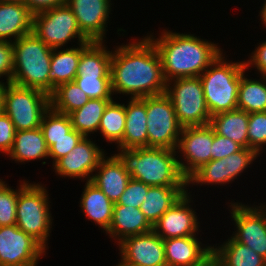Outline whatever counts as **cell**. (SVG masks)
<instances>
[{"mask_svg":"<svg viewBox=\"0 0 266 266\" xmlns=\"http://www.w3.org/2000/svg\"><path fill=\"white\" fill-rule=\"evenodd\" d=\"M13 45L10 41L0 40V78L6 76V83L12 81Z\"/></svg>","mask_w":266,"mask_h":266,"instance_id":"cell-44","label":"cell"},{"mask_svg":"<svg viewBox=\"0 0 266 266\" xmlns=\"http://www.w3.org/2000/svg\"><path fill=\"white\" fill-rule=\"evenodd\" d=\"M82 193L80 205L85 216L107 231L112 222L114 203L91 181L85 183Z\"/></svg>","mask_w":266,"mask_h":266,"instance_id":"cell-24","label":"cell"},{"mask_svg":"<svg viewBox=\"0 0 266 266\" xmlns=\"http://www.w3.org/2000/svg\"><path fill=\"white\" fill-rule=\"evenodd\" d=\"M110 0H67L78 27L89 41H103L109 18Z\"/></svg>","mask_w":266,"mask_h":266,"instance_id":"cell-17","label":"cell"},{"mask_svg":"<svg viewBox=\"0 0 266 266\" xmlns=\"http://www.w3.org/2000/svg\"><path fill=\"white\" fill-rule=\"evenodd\" d=\"M167 266H190L212 246L202 247L195 235L163 239Z\"/></svg>","mask_w":266,"mask_h":266,"instance_id":"cell-25","label":"cell"},{"mask_svg":"<svg viewBox=\"0 0 266 266\" xmlns=\"http://www.w3.org/2000/svg\"><path fill=\"white\" fill-rule=\"evenodd\" d=\"M32 24L33 14L24 3L0 1V40L16 41L32 32Z\"/></svg>","mask_w":266,"mask_h":266,"instance_id":"cell-21","label":"cell"},{"mask_svg":"<svg viewBox=\"0 0 266 266\" xmlns=\"http://www.w3.org/2000/svg\"><path fill=\"white\" fill-rule=\"evenodd\" d=\"M213 128L204 126L184 127L181 130L176 151L183 153L184 163L178 160L182 174L188 179L202 165L211 160Z\"/></svg>","mask_w":266,"mask_h":266,"instance_id":"cell-13","label":"cell"},{"mask_svg":"<svg viewBox=\"0 0 266 266\" xmlns=\"http://www.w3.org/2000/svg\"><path fill=\"white\" fill-rule=\"evenodd\" d=\"M3 2H17V3H23V0H0Z\"/></svg>","mask_w":266,"mask_h":266,"instance_id":"cell-50","label":"cell"},{"mask_svg":"<svg viewBox=\"0 0 266 266\" xmlns=\"http://www.w3.org/2000/svg\"><path fill=\"white\" fill-rule=\"evenodd\" d=\"M118 245L122 262L134 266H167L163 239L153 230L127 237Z\"/></svg>","mask_w":266,"mask_h":266,"instance_id":"cell-14","label":"cell"},{"mask_svg":"<svg viewBox=\"0 0 266 266\" xmlns=\"http://www.w3.org/2000/svg\"><path fill=\"white\" fill-rule=\"evenodd\" d=\"M125 121V105L112 100L102 115L98 130L107 141L115 142V144L119 145L123 139Z\"/></svg>","mask_w":266,"mask_h":266,"instance_id":"cell-33","label":"cell"},{"mask_svg":"<svg viewBox=\"0 0 266 266\" xmlns=\"http://www.w3.org/2000/svg\"><path fill=\"white\" fill-rule=\"evenodd\" d=\"M8 155L18 162L49 157V148L41 128L16 131L14 143Z\"/></svg>","mask_w":266,"mask_h":266,"instance_id":"cell-27","label":"cell"},{"mask_svg":"<svg viewBox=\"0 0 266 266\" xmlns=\"http://www.w3.org/2000/svg\"><path fill=\"white\" fill-rule=\"evenodd\" d=\"M147 147L176 150L182 127L171 99L164 93L146 97Z\"/></svg>","mask_w":266,"mask_h":266,"instance_id":"cell-9","label":"cell"},{"mask_svg":"<svg viewBox=\"0 0 266 266\" xmlns=\"http://www.w3.org/2000/svg\"><path fill=\"white\" fill-rule=\"evenodd\" d=\"M102 150L88 137H83L71 152L53 165L54 170L61 176L87 178V181H91L90 174L95 171L105 155Z\"/></svg>","mask_w":266,"mask_h":266,"instance_id":"cell-15","label":"cell"},{"mask_svg":"<svg viewBox=\"0 0 266 266\" xmlns=\"http://www.w3.org/2000/svg\"><path fill=\"white\" fill-rule=\"evenodd\" d=\"M242 147L233 140L216 134L213 130V143L211 160L228 157L239 151Z\"/></svg>","mask_w":266,"mask_h":266,"instance_id":"cell-42","label":"cell"},{"mask_svg":"<svg viewBox=\"0 0 266 266\" xmlns=\"http://www.w3.org/2000/svg\"><path fill=\"white\" fill-rule=\"evenodd\" d=\"M190 266H223V264L218 252L211 247L205 255Z\"/></svg>","mask_w":266,"mask_h":266,"instance_id":"cell-47","label":"cell"},{"mask_svg":"<svg viewBox=\"0 0 266 266\" xmlns=\"http://www.w3.org/2000/svg\"><path fill=\"white\" fill-rule=\"evenodd\" d=\"M153 230L143 212L136 207L114 204L112 222L106 231L118 243L127 237L147 233Z\"/></svg>","mask_w":266,"mask_h":266,"instance_id":"cell-20","label":"cell"},{"mask_svg":"<svg viewBox=\"0 0 266 266\" xmlns=\"http://www.w3.org/2000/svg\"><path fill=\"white\" fill-rule=\"evenodd\" d=\"M79 43L80 47L66 48V50H52L49 72V96L59 85L74 81L81 57V51L89 44Z\"/></svg>","mask_w":266,"mask_h":266,"instance_id":"cell-22","label":"cell"},{"mask_svg":"<svg viewBox=\"0 0 266 266\" xmlns=\"http://www.w3.org/2000/svg\"><path fill=\"white\" fill-rule=\"evenodd\" d=\"M7 87V84L5 85L0 81V111L3 109V101H4V91Z\"/></svg>","mask_w":266,"mask_h":266,"instance_id":"cell-48","label":"cell"},{"mask_svg":"<svg viewBox=\"0 0 266 266\" xmlns=\"http://www.w3.org/2000/svg\"><path fill=\"white\" fill-rule=\"evenodd\" d=\"M245 65L247 69L250 65H255L254 67H257L261 76H266V41L262 42L260 46L255 49L251 59L248 60V62L246 61Z\"/></svg>","mask_w":266,"mask_h":266,"instance_id":"cell-46","label":"cell"},{"mask_svg":"<svg viewBox=\"0 0 266 266\" xmlns=\"http://www.w3.org/2000/svg\"><path fill=\"white\" fill-rule=\"evenodd\" d=\"M241 75L237 96V109L247 113L266 111V76L252 80Z\"/></svg>","mask_w":266,"mask_h":266,"instance_id":"cell-29","label":"cell"},{"mask_svg":"<svg viewBox=\"0 0 266 266\" xmlns=\"http://www.w3.org/2000/svg\"><path fill=\"white\" fill-rule=\"evenodd\" d=\"M149 188L150 186L147 184L131 178L124 192L115 204L139 208L143 203Z\"/></svg>","mask_w":266,"mask_h":266,"instance_id":"cell-40","label":"cell"},{"mask_svg":"<svg viewBox=\"0 0 266 266\" xmlns=\"http://www.w3.org/2000/svg\"><path fill=\"white\" fill-rule=\"evenodd\" d=\"M74 82L90 99H113L110 77H75Z\"/></svg>","mask_w":266,"mask_h":266,"instance_id":"cell-36","label":"cell"},{"mask_svg":"<svg viewBox=\"0 0 266 266\" xmlns=\"http://www.w3.org/2000/svg\"><path fill=\"white\" fill-rule=\"evenodd\" d=\"M117 266H134V265H131V264H127L125 262H119V264Z\"/></svg>","mask_w":266,"mask_h":266,"instance_id":"cell-51","label":"cell"},{"mask_svg":"<svg viewBox=\"0 0 266 266\" xmlns=\"http://www.w3.org/2000/svg\"><path fill=\"white\" fill-rule=\"evenodd\" d=\"M126 106L125 130L122 142L117 145L120 150L117 154L134 148L147 147L146 97L130 98Z\"/></svg>","mask_w":266,"mask_h":266,"instance_id":"cell-19","label":"cell"},{"mask_svg":"<svg viewBox=\"0 0 266 266\" xmlns=\"http://www.w3.org/2000/svg\"><path fill=\"white\" fill-rule=\"evenodd\" d=\"M246 69L245 61L225 62L220 53L199 76L211 117L237 109L241 75Z\"/></svg>","mask_w":266,"mask_h":266,"instance_id":"cell-5","label":"cell"},{"mask_svg":"<svg viewBox=\"0 0 266 266\" xmlns=\"http://www.w3.org/2000/svg\"><path fill=\"white\" fill-rule=\"evenodd\" d=\"M13 74L11 83L38 89L49 95L52 48L33 32L12 41Z\"/></svg>","mask_w":266,"mask_h":266,"instance_id":"cell-4","label":"cell"},{"mask_svg":"<svg viewBox=\"0 0 266 266\" xmlns=\"http://www.w3.org/2000/svg\"><path fill=\"white\" fill-rule=\"evenodd\" d=\"M126 160L132 179L148 186H187L176 150L142 147L121 153Z\"/></svg>","mask_w":266,"mask_h":266,"instance_id":"cell-3","label":"cell"},{"mask_svg":"<svg viewBox=\"0 0 266 266\" xmlns=\"http://www.w3.org/2000/svg\"><path fill=\"white\" fill-rule=\"evenodd\" d=\"M113 99H90L83 107L69 113L73 128L84 137L98 130L100 120Z\"/></svg>","mask_w":266,"mask_h":266,"instance_id":"cell-30","label":"cell"},{"mask_svg":"<svg viewBox=\"0 0 266 266\" xmlns=\"http://www.w3.org/2000/svg\"><path fill=\"white\" fill-rule=\"evenodd\" d=\"M46 189L40 184L21 183L18 188L16 226L35 239L45 250L52 225Z\"/></svg>","mask_w":266,"mask_h":266,"instance_id":"cell-6","label":"cell"},{"mask_svg":"<svg viewBox=\"0 0 266 266\" xmlns=\"http://www.w3.org/2000/svg\"><path fill=\"white\" fill-rule=\"evenodd\" d=\"M32 32L52 49L62 48L75 37L80 43L91 42L80 31L67 4L33 15Z\"/></svg>","mask_w":266,"mask_h":266,"instance_id":"cell-10","label":"cell"},{"mask_svg":"<svg viewBox=\"0 0 266 266\" xmlns=\"http://www.w3.org/2000/svg\"><path fill=\"white\" fill-rule=\"evenodd\" d=\"M104 41H91L82 51L76 77H110L112 51Z\"/></svg>","mask_w":266,"mask_h":266,"instance_id":"cell-28","label":"cell"},{"mask_svg":"<svg viewBox=\"0 0 266 266\" xmlns=\"http://www.w3.org/2000/svg\"><path fill=\"white\" fill-rule=\"evenodd\" d=\"M188 186L190 183H201L202 184H218L221 185L227 183V167H226V157L210 160L208 163L202 165L198 170H196L188 179Z\"/></svg>","mask_w":266,"mask_h":266,"instance_id":"cell-35","label":"cell"},{"mask_svg":"<svg viewBox=\"0 0 266 266\" xmlns=\"http://www.w3.org/2000/svg\"><path fill=\"white\" fill-rule=\"evenodd\" d=\"M49 108L50 96L43 91L7 83L2 111L10 118L16 131L40 127Z\"/></svg>","mask_w":266,"mask_h":266,"instance_id":"cell-7","label":"cell"},{"mask_svg":"<svg viewBox=\"0 0 266 266\" xmlns=\"http://www.w3.org/2000/svg\"><path fill=\"white\" fill-rule=\"evenodd\" d=\"M18 189L9 188L4 181L0 183V227L16 224Z\"/></svg>","mask_w":266,"mask_h":266,"instance_id":"cell-37","label":"cell"},{"mask_svg":"<svg viewBox=\"0 0 266 266\" xmlns=\"http://www.w3.org/2000/svg\"><path fill=\"white\" fill-rule=\"evenodd\" d=\"M248 121L249 113L235 109L212 116L209 125L216 134L248 148Z\"/></svg>","mask_w":266,"mask_h":266,"instance_id":"cell-26","label":"cell"},{"mask_svg":"<svg viewBox=\"0 0 266 266\" xmlns=\"http://www.w3.org/2000/svg\"><path fill=\"white\" fill-rule=\"evenodd\" d=\"M258 154L254 149L241 148L236 153L226 157L227 183L233 181L237 176L252 164Z\"/></svg>","mask_w":266,"mask_h":266,"instance_id":"cell-39","label":"cell"},{"mask_svg":"<svg viewBox=\"0 0 266 266\" xmlns=\"http://www.w3.org/2000/svg\"><path fill=\"white\" fill-rule=\"evenodd\" d=\"M265 3L263 4V8L261 9L260 11V16H261V19L263 21V24H265L266 26V0L264 1Z\"/></svg>","mask_w":266,"mask_h":266,"instance_id":"cell-49","label":"cell"},{"mask_svg":"<svg viewBox=\"0 0 266 266\" xmlns=\"http://www.w3.org/2000/svg\"><path fill=\"white\" fill-rule=\"evenodd\" d=\"M230 204L231 218L237 226L232 237L266 259V205L249 207L238 202Z\"/></svg>","mask_w":266,"mask_h":266,"instance_id":"cell-12","label":"cell"},{"mask_svg":"<svg viewBox=\"0 0 266 266\" xmlns=\"http://www.w3.org/2000/svg\"><path fill=\"white\" fill-rule=\"evenodd\" d=\"M173 82V87L167 84L165 94L171 99L180 126L208 125L211 115L200 77L178 78Z\"/></svg>","mask_w":266,"mask_h":266,"instance_id":"cell-8","label":"cell"},{"mask_svg":"<svg viewBox=\"0 0 266 266\" xmlns=\"http://www.w3.org/2000/svg\"><path fill=\"white\" fill-rule=\"evenodd\" d=\"M214 248L223 266H266V259L246 245L237 242L232 236L224 244Z\"/></svg>","mask_w":266,"mask_h":266,"instance_id":"cell-31","label":"cell"},{"mask_svg":"<svg viewBox=\"0 0 266 266\" xmlns=\"http://www.w3.org/2000/svg\"><path fill=\"white\" fill-rule=\"evenodd\" d=\"M247 132L248 148L260 154L262 146L266 145V111L249 113Z\"/></svg>","mask_w":266,"mask_h":266,"instance_id":"cell-38","label":"cell"},{"mask_svg":"<svg viewBox=\"0 0 266 266\" xmlns=\"http://www.w3.org/2000/svg\"><path fill=\"white\" fill-rule=\"evenodd\" d=\"M40 128L49 148L52 145V140L70 138L73 126L69 115L56 112L50 107L43 116Z\"/></svg>","mask_w":266,"mask_h":266,"instance_id":"cell-34","label":"cell"},{"mask_svg":"<svg viewBox=\"0 0 266 266\" xmlns=\"http://www.w3.org/2000/svg\"><path fill=\"white\" fill-rule=\"evenodd\" d=\"M90 100L89 96L74 82L59 85L50 95V107L59 113L69 114L83 107Z\"/></svg>","mask_w":266,"mask_h":266,"instance_id":"cell-32","label":"cell"},{"mask_svg":"<svg viewBox=\"0 0 266 266\" xmlns=\"http://www.w3.org/2000/svg\"><path fill=\"white\" fill-rule=\"evenodd\" d=\"M15 127L10 118L3 112L0 111V151L8 153L11 151L14 138H15Z\"/></svg>","mask_w":266,"mask_h":266,"instance_id":"cell-43","label":"cell"},{"mask_svg":"<svg viewBox=\"0 0 266 266\" xmlns=\"http://www.w3.org/2000/svg\"><path fill=\"white\" fill-rule=\"evenodd\" d=\"M163 33V34H162ZM159 38H147L154 44L161 60L167 84L173 79L199 77L222 53L216 44L192 34L164 31Z\"/></svg>","mask_w":266,"mask_h":266,"instance_id":"cell-2","label":"cell"},{"mask_svg":"<svg viewBox=\"0 0 266 266\" xmlns=\"http://www.w3.org/2000/svg\"><path fill=\"white\" fill-rule=\"evenodd\" d=\"M84 136L78 133L74 128L70 131V138H61L52 140V145L49 147V157L53 159V165L78 144Z\"/></svg>","mask_w":266,"mask_h":266,"instance_id":"cell-41","label":"cell"},{"mask_svg":"<svg viewBox=\"0 0 266 266\" xmlns=\"http://www.w3.org/2000/svg\"><path fill=\"white\" fill-rule=\"evenodd\" d=\"M139 41L117 47L112 52L110 80L113 94L143 98L166 91L167 81L154 44L147 37Z\"/></svg>","mask_w":266,"mask_h":266,"instance_id":"cell-1","label":"cell"},{"mask_svg":"<svg viewBox=\"0 0 266 266\" xmlns=\"http://www.w3.org/2000/svg\"><path fill=\"white\" fill-rule=\"evenodd\" d=\"M188 191L173 204L153 225V231L162 239L196 235L198 222L196 212L190 208Z\"/></svg>","mask_w":266,"mask_h":266,"instance_id":"cell-16","label":"cell"},{"mask_svg":"<svg viewBox=\"0 0 266 266\" xmlns=\"http://www.w3.org/2000/svg\"><path fill=\"white\" fill-rule=\"evenodd\" d=\"M187 186H150L139 209L153 226L188 190Z\"/></svg>","mask_w":266,"mask_h":266,"instance_id":"cell-23","label":"cell"},{"mask_svg":"<svg viewBox=\"0 0 266 266\" xmlns=\"http://www.w3.org/2000/svg\"><path fill=\"white\" fill-rule=\"evenodd\" d=\"M23 3L35 15L57 6H62L67 3V0H23Z\"/></svg>","mask_w":266,"mask_h":266,"instance_id":"cell-45","label":"cell"},{"mask_svg":"<svg viewBox=\"0 0 266 266\" xmlns=\"http://www.w3.org/2000/svg\"><path fill=\"white\" fill-rule=\"evenodd\" d=\"M97 174L92 175L91 182L115 204L131 179L128 164L121 154L105 156L99 161Z\"/></svg>","mask_w":266,"mask_h":266,"instance_id":"cell-18","label":"cell"},{"mask_svg":"<svg viewBox=\"0 0 266 266\" xmlns=\"http://www.w3.org/2000/svg\"><path fill=\"white\" fill-rule=\"evenodd\" d=\"M45 249L16 224L0 227V266H37Z\"/></svg>","mask_w":266,"mask_h":266,"instance_id":"cell-11","label":"cell"}]
</instances>
